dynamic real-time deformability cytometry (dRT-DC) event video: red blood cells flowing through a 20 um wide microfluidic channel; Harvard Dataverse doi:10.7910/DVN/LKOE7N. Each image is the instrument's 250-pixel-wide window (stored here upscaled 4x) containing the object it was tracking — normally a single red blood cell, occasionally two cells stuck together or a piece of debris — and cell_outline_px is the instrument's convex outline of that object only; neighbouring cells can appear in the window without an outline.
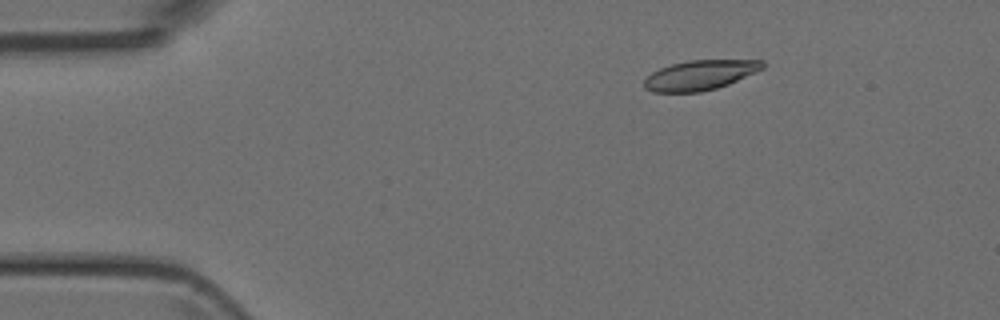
{"species": "Egyptian fruit bat (a non-hibernating species)", "species_latin": "Rousettus aegyptiacus", "temperature_condition": "room temperature", "stored_images_in_passage": 14, "camera_frame_rate_fps": 3000, "um_per_image_px": 0.085, "animal": {"sex": "female"}, "frame": {"image": 1, "passage_image": 8, "time_ms": 2.333, "image_size_px": [1000, 320], "cell_outline_px": [[764, 68], [756, 72], [728, 84], [716, 88], [700, 92], [652, 92], [644, 88], [644, 80], [652, 72], [660, 68], [672, 64], [688, 60], [764, 60]], "centroid_in_image_um": [59.5, 6.38], "position_along_channel_um": 25.5, "area_um2": 20.52}}